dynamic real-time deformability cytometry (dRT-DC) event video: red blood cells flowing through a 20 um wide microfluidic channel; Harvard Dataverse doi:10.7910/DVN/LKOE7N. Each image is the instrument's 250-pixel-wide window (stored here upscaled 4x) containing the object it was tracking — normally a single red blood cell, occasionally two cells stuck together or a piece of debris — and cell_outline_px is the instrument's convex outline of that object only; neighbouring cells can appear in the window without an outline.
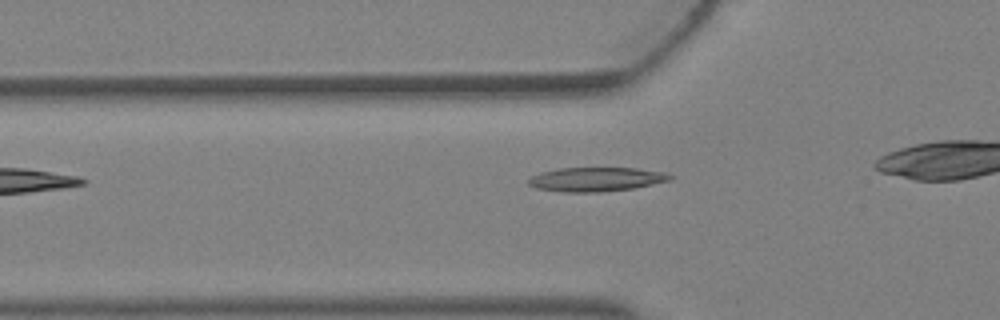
{"species": "Egyptian fruit bat (a non-hibernating species)", "species_latin": "Rousettus aegyptiacus", "temperature_condition": "warm", "stored_images_in_passage": 4, "segment_of_instrument_passage": [1, 2], "camera_frame_rate_fps": 3000, "um_per_image_px": 0.085, "animal": {"sex": "female"}, "frame": {"image": 1, "passage_image": 3, "time_ms": 0.667, "image_size_px": [1000, 320], "cell_outline_px": [[676, 176], [672, 180], [632, 188], [600, 192], [560, 192], [536, 188], [528, 184], [528, 180], [532, 176], [540, 172], [560, 168], [636, 168], [664, 172]], "centroid_in_image_um": [50.68, 15.24], "position_along_channel_um": 75.1, "area_um2": 19.94}}